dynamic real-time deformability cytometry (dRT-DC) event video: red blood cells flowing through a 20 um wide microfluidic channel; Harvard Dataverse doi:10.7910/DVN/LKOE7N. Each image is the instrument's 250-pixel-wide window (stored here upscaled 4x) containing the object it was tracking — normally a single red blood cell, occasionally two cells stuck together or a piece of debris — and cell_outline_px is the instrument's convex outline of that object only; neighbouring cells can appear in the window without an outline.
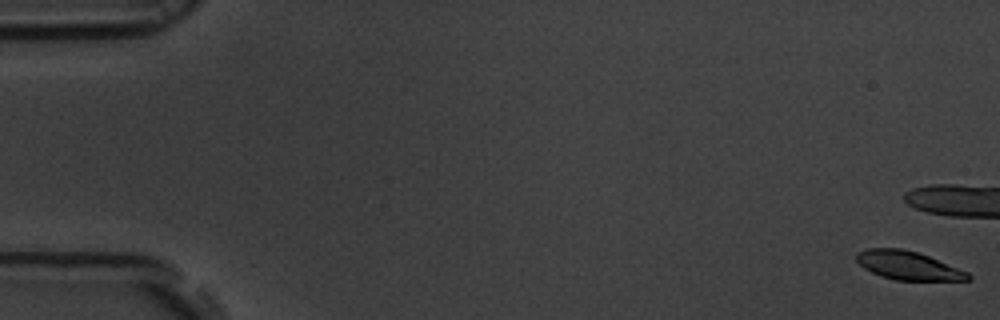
{"species": "common noctule bat (a hibernating species)", "species_latin": "Nyctalus noctula", "temperature_condition": "room temperature", "stored_images_in_passage": 15, "camera_frame_rate_fps": 3000, "um_per_image_px": 0.085, "animal": {"sex": "male", "body_mass_g": 19.5, "forearm_length_mm": 54.6}, "frame": {"image": 1, "passage_image": 1, "time_ms": 0.0, "image_size_px": [1000, 320], "cell_outline_px": [[972, 280], [896, 280], [880, 276], [864, 268], [856, 260], [856, 252], [868, 248], [900, 248], [916, 252], [928, 256], [968, 272], [972, 276]], "centroid_in_image_um": [77.17, 22.57], "position_along_channel_um": 7.8, "area_um2": 18.44}}